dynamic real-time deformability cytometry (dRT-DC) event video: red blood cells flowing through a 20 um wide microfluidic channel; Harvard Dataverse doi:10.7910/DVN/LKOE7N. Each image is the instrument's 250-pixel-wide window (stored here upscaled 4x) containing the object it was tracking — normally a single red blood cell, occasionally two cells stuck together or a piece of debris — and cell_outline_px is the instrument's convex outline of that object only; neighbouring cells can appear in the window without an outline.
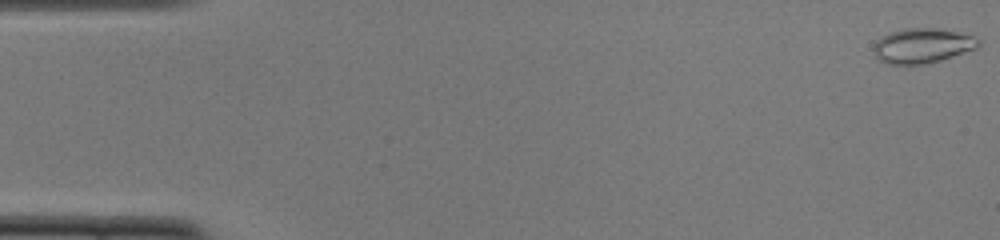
{"species": "common noctule bat (a hibernating species)", "species_latin": "Nyctalus noctula", "temperature_condition": "cold", "stored_images_in_passage": 51, "camera_frame_rate_fps": 3000, "um_per_image_px": 0.085, "animal": {"sex": "female", "body_mass_g": 22.0, "forearm_length_mm": 56.7}, "frame": {"image": 1, "passage_image": 1, "time_ms": 0.0, "image_size_px": [1000, 240], "cell_outline_px": [[980, 44], [976, 48], [928, 64], [908, 68], [888, 64], [876, 60], [876, 40], [888, 32], [900, 28], [940, 28], [972, 36], [980, 40]], "centroid_in_image_um": [78.34, 3.92], "position_along_channel_um": 6.7, "area_um2": 21.79}}
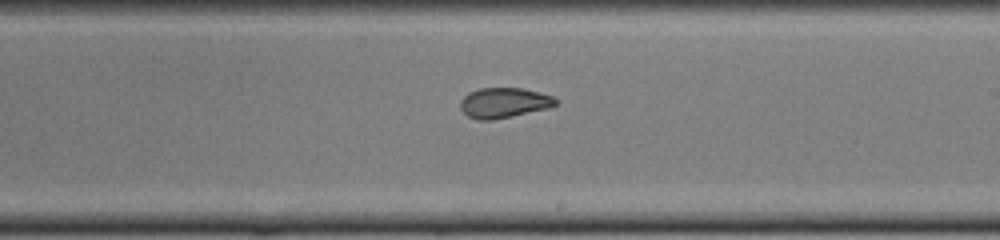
{"frame": {"image": 2, "passage_image": 30, "time_ms": 9.667, "image_size_px": [1000, 240], "cell_outline_px": [[560, 100], [556, 104], [548, 108], [512, 116], [492, 120], [476, 120], [468, 116], [460, 108], [460, 100], [468, 92], [480, 88], [524, 88], [552, 96]], "centroid_in_image_um": [42.82, 8.73], "position_along_channel_um": 246.2, "area_um2": 16.82}}
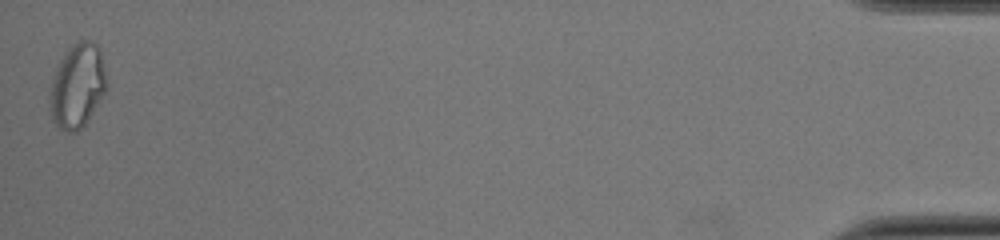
{"frame": {"image": 3, "passage_image": 51, "time_ms": 16.667, "image_size_px": [1000, 240], "cell_outline_px": [[108, 88], [88, 120], [76, 132], [68, 132], [60, 128], [52, 120], [48, 104], [48, 96], [52, 76], [56, 64], [64, 52], [72, 44], [80, 40], [92, 40], [100, 48], [108, 80]], "centroid_in_image_um": [6.56, 7.26], "position_along_channel_um": 428.6, "area_um2": 28.73}, "authors_computed_cell_mechanics": {"area_um2": 19.4786, "velocity_mm_per_s": 3.924, "shape_relaxation_time_tau1_ms": null, "shape_relaxation_time_tau2_ms": 1.1841, "deformation_change_tau1": null, "deformation_change_tau2": 0.0493}}